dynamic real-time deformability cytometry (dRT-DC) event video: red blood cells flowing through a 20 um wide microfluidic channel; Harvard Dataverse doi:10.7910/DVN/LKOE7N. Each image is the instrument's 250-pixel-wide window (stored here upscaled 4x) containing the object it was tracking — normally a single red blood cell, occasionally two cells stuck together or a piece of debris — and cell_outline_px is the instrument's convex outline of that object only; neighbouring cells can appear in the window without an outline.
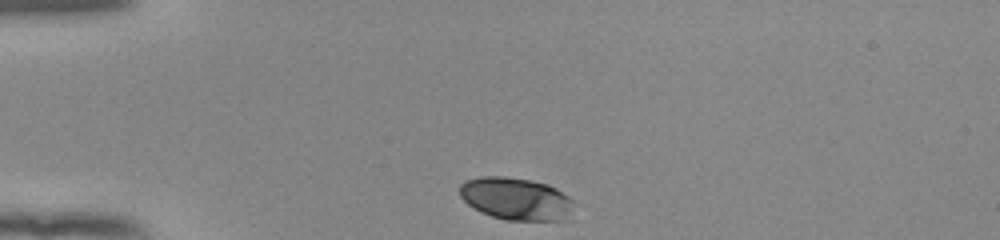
{"species": "human", "species_latin": "Homo sapiens", "temperature_condition": "room temperature", "stored_images_in_passage": 33, "camera_frame_rate_fps": 3000, "um_per_image_px": 0.085, "donor": {"sex": "female"}, "frame": {"image": 1, "passage_image": 1, "time_ms": 0.0, "image_size_px": [1000, 240], "cell_outline_px": [[572, 200], [568, 212], [564, 220], [508, 220], [492, 216], [480, 212], [468, 204], [460, 196], [460, 184], [464, 180], [480, 176], [504, 176], [528, 180], [548, 184], [556, 188], [568, 196]], "centroid_in_image_um": [43.79, 16.87], "position_along_channel_um": 41.2, "area_um2": 27.92}}
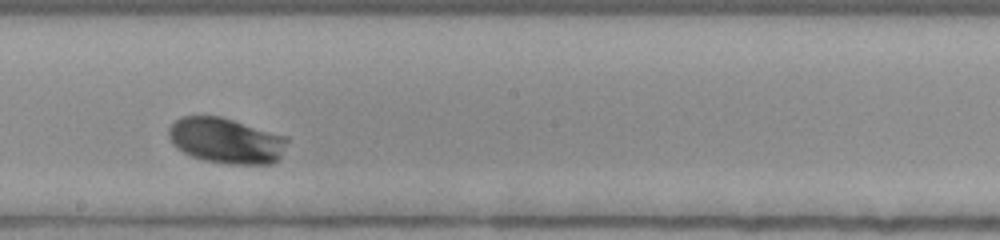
{"frame": {"image": 2, "passage_image": 19, "time_ms": 6.0, "image_size_px": [1000, 240], "cell_outline_px": [[288, 140], [280, 160], [272, 164], [228, 164], [204, 160], [192, 156], [176, 148], [172, 144], [168, 136], [168, 128], [180, 116], [220, 116], [288, 136]], "centroid_in_image_um": [19.24, 11.96], "position_along_channel_um": 229.0, "area_um2": 31.79}}
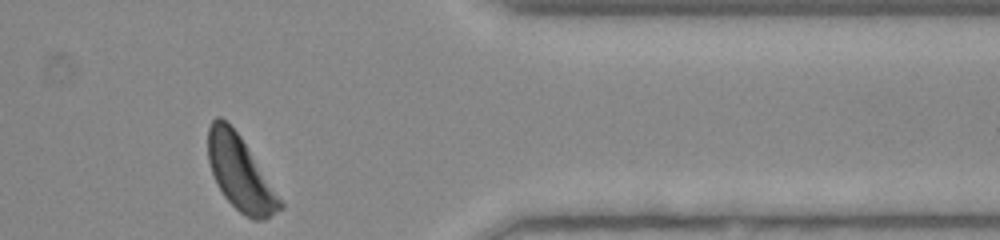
{"frame": {"image": 3, "passage_image": 33, "time_ms": 10.667, "image_size_px": [1000, 240], "cell_outline_px": [[284, 208], [264, 220], [252, 220], [244, 216], [224, 196], [216, 184], [208, 160], [208, 128], [212, 120], [216, 116], [220, 116], [240, 136], [284, 204]], "centroid_in_image_um": [20.4, 14.75], "position_along_channel_um": 391.0, "area_um2": 30.69}, "authors_computed_cell_mechanics": {"area_um2": 29.9982, "velocity_mm_per_s": 3.8004, "shape_relaxation_time_tau1_ms": 3.025, "shape_relaxation_time_tau2_ms": null, "deformation_change_tau1": 0.1549, "deformation_change_tau2": null}}